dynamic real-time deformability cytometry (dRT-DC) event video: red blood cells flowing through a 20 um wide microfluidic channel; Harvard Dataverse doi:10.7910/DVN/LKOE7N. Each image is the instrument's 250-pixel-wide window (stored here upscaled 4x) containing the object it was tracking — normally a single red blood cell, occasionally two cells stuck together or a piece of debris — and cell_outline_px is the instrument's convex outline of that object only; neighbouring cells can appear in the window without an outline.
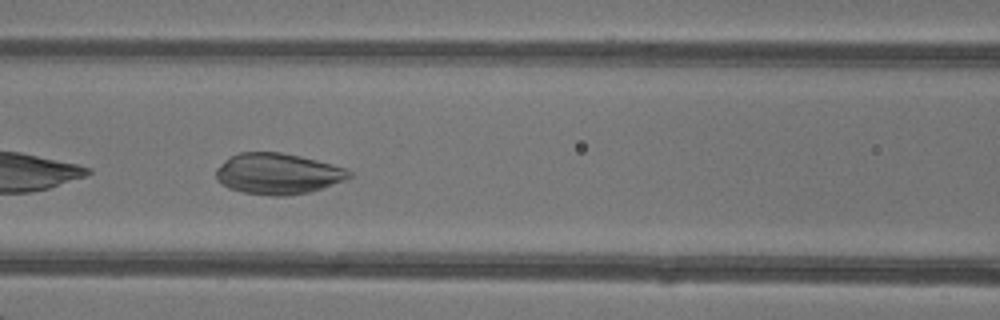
{"species": "common noctule bat (a hibernating species)", "species_latin": "Nyctalus noctula", "temperature_condition": "warm", "stored_images_in_passage": 31, "camera_frame_rate_fps": 3000, "um_per_image_px": 0.085, "animal": {"sex": "female"}, "frame": {"image": 1, "passage_image": 10, "time_ms": 3.0, "image_size_px": [1000, 320], "cell_outline_px": [[352, 176], [344, 180], [308, 192], [284, 196], [272, 196], [244, 192], [228, 188], [216, 180], [216, 168], [224, 160], [240, 152], [280, 152], [300, 156], [348, 168], [352, 172]], "centroid_in_image_um": [23.6, 14.76], "position_along_channel_um": 143.0, "area_um2": 31.67}}
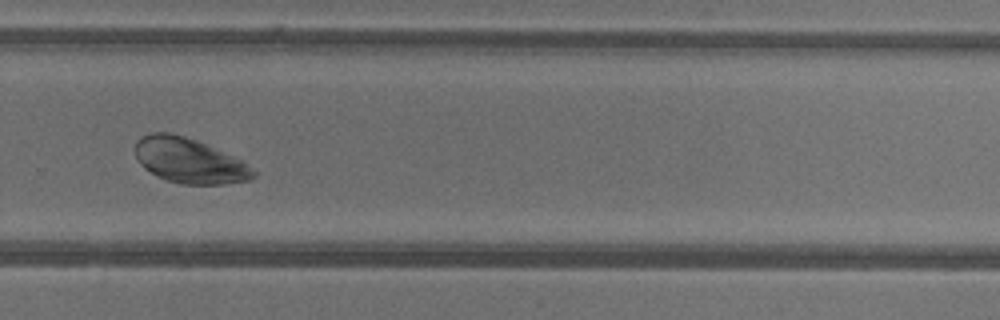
{"frame": {"image": 2, "passage_image": 22, "time_ms": 7.0, "image_size_px": [1000, 320], "cell_outline_px": [[256, 176], [248, 180], [228, 184], [180, 184], [156, 176], [144, 168], [140, 164], [136, 156], [136, 140], [140, 136], [152, 132], [168, 132], [184, 136], [196, 140], [244, 160], [256, 172]], "centroid_in_image_um": [16.1, 13.65], "position_along_channel_um": 313.7, "area_um2": 31.21}}